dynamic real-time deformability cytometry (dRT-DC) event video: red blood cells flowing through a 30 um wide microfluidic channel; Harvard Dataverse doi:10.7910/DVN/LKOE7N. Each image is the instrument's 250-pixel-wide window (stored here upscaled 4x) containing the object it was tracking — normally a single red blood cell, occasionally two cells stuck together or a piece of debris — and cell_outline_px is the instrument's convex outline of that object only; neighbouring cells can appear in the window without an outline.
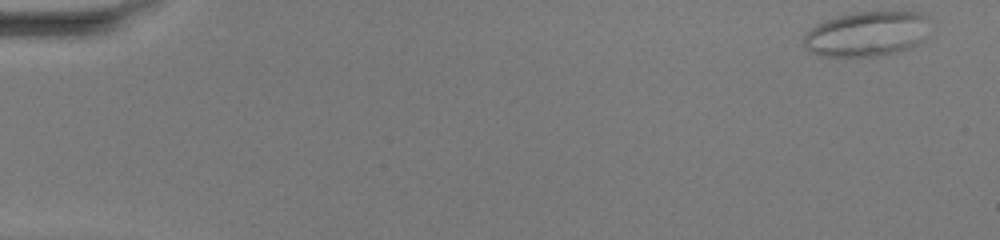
{"species": "common noctule bat (a hibernating species)", "species_latin": "Nyctalus noctula", "temperature_condition": "warm", "stored_images_in_passage": 49, "camera_frame_rate_fps": 3000, "um_per_image_px": 0.085, "animal": {"sex": "female", "body_mass_g": 20.0, "forearm_length_mm": 54.0}, "frame": {"image": 1, "passage_image": 1, "time_ms": 0.0, "image_size_px": [1000, 240], "cell_outline_px": [[924, 16], [920, 44], [912, 48], [880, 56], [820, 56], [808, 52], [804, 48], [804, 36], [816, 24], [836, 16], [856, 12], [920, 12]], "centroid_in_image_um": [73.56, 2.91], "position_along_channel_um": 11.4, "area_um2": 32.48}}
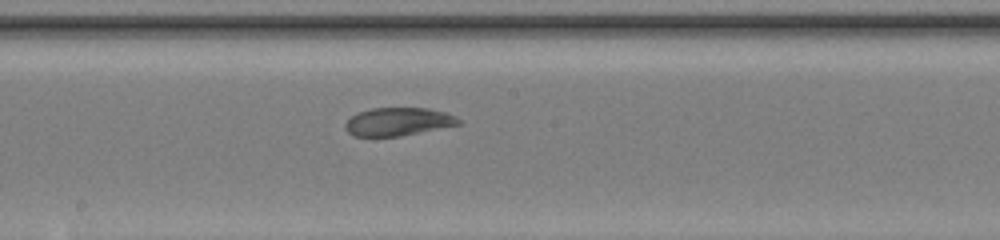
{"frame": {"image": 2, "passage_image": 27, "time_ms": 8.667, "image_size_px": [1000, 240], "cell_outline_px": [[460, 124], [400, 136], [352, 136], [344, 128], [344, 124], [352, 116], [360, 112], [372, 108], [428, 108], [444, 112], [456, 116], [460, 120]], "centroid_in_image_um": [33.82, 10.34], "position_along_channel_um": 214.4, "area_um2": 18.38}}
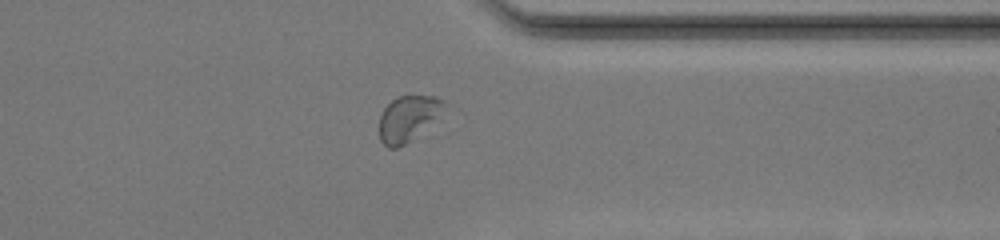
{"frame": {"image": 3, "passage_image": 39, "time_ms": 12.667, "image_size_px": [1000, 240], "cell_outline_px": [[444, 100], [432, 116], [412, 140], [396, 148], [388, 148], [380, 140], [380, 116], [384, 108], [396, 96], [436, 96]], "centroid_in_image_um": [34.52, 10.07], "position_along_channel_um": 376.9, "area_um2": 15.9}, "authors_computed_cell_mechanics": {"area_um2": 22.9466, "velocity_mm_per_s": 4.1048, "shape_relaxation_time_tau1_ms": null, "shape_relaxation_time_tau2_ms": 1.9961, "deformation_change_tau1": null, "deformation_change_tau2": 0.0776}}